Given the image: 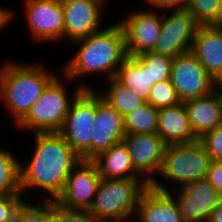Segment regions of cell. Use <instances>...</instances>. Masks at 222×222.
Masks as SVG:
<instances>
[{"label":"cell","instance_id":"1","mask_svg":"<svg viewBox=\"0 0 222 222\" xmlns=\"http://www.w3.org/2000/svg\"><path fill=\"white\" fill-rule=\"evenodd\" d=\"M33 135L35 149L32 157L26 165L20 163L21 192L26 194L30 189H41L50 195L43 200L56 201L69 174L82 159L58 132Z\"/></svg>","mask_w":222,"mask_h":222},{"label":"cell","instance_id":"2","mask_svg":"<svg viewBox=\"0 0 222 222\" xmlns=\"http://www.w3.org/2000/svg\"><path fill=\"white\" fill-rule=\"evenodd\" d=\"M73 44L79 46L78 51L61 69L71 81L87 73L103 74L106 76L104 80H109L115 77L117 69L127 57L125 31L119 22L75 40Z\"/></svg>","mask_w":222,"mask_h":222},{"label":"cell","instance_id":"3","mask_svg":"<svg viewBox=\"0 0 222 222\" xmlns=\"http://www.w3.org/2000/svg\"><path fill=\"white\" fill-rule=\"evenodd\" d=\"M57 73L38 63L6 62L0 68V100L16 126L27 116Z\"/></svg>","mask_w":222,"mask_h":222},{"label":"cell","instance_id":"4","mask_svg":"<svg viewBox=\"0 0 222 222\" xmlns=\"http://www.w3.org/2000/svg\"><path fill=\"white\" fill-rule=\"evenodd\" d=\"M149 185L145 178H101L88 212L98 222H124L134 218L140 196Z\"/></svg>","mask_w":222,"mask_h":222},{"label":"cell","instance_id":"5","mask_svg":"<svg viewBox=\"0 0 222 222\" xmlns=\"http://www.w3.org/2000/svg\"><path fill=\"white\" fill-rule=\"evenodd\" d=\"M72 94L73 102L58 133L82 160H92L95 88L82 83Z\"/></svg>","mask_w":222,"mask_h":222},{"label":"cell","instance_id":"6","mask_svg":"<svg viewBox=\"0 0 222 222\" xmlns=\"http://www.w3.org/2000/svg\"><path fill=\"white\" fill-rule=\"evenodd\" d=\"M56 76L45 88L42 95L32 105L27 116L17 125L20 129H30L32 133L59 132L73 99H69L65 81H71L64 73Z\"/></svg>","mask_w":222,"mask_h":222},{"label":"cell","instance_id":"7","mask_svg":"<svg viewBox=\"0 0 222 222\" xmlns=\"http://www.w3.org/2000/svg\"><path fill=\"white\" fill-rule=\"evenodd\" d=\"M211 161L208 151L199 140L166 145L159 175L182 187L189 182L204 180Z\"/></svg>","mask_w":222,"mask_h":222},{"label":"cell","instance_id":"8","mask_svg":"<svg viewBox=\"0 0 222 222\" xmlns=\"http://www.w3.org/2000/svg\"><path fill=\"white\" fill-rule=\"evenodd\" d=\"M169 15L162 18L158 39L151 52L176 58L191 51L192 41L200 26L186 8H167ZM175 10V11H174Z\"/></svg>","mask_w":222,"mask_h":222},{"label":"cell","instance_id":"9","mask_svg":"<svg viewBox=\"0 0 222 222\" xmlns=\"http://www.w3.org/2000/svg\"><path fill=\"white\" fill-rule=\"evenodd\" d=\"M170 80L182 103L205 96L219 86L191 52L173 59Z\"/></svg>","mask_w":222,"mask_h":222},{"label":"cell","instance_id":"10","mask_svg":"<svg viewBox=\"0 0 222 222\" xmlns=\"http://www.w3.org/2000/svg\"><path fill=\"white\" fill-rule=\"evenodd\" d=\"M24 1L25 19L33 40L56 42L64 39V12L61 0Z\"/></svg>","mask_w":222,"mask_h":222},{"label":"cell","instance_id":"11","mask_svg":"<svg viewBox=\"0 0 222 222\" xmlns=\"http://www.w3.org/2000/svg\"><path fill=\"white\" fill-rule=\"evenodd\" d=\"M100 181L96 165L91 160H82L69 174L56 202L68 209L89 211Z\"/></svg>","mask_w":222,"mask_h":222},{"label":"cell","instance_id":"12","mask_svg":"<svg viewBox=\"0 0 222 222\" xmlns=\"http://www.w3.org/2000/svg\"><path fill=\"white\" fill-rule=\"evenodd\" d=\"M106 1L61 0L64 12V39L73 42L101 31L102 4H106Z\"/></svg>","mask_w":222,"mask_h":222},{"label":"cell","instance_id":"13","mask_svg":"<svg viewBox=\"0 0 222 222\" xmlns=\"http://www.w3.org/2000/svg\"><path fill=\"white\" fill-rule=\"evenodd\" d=\"M136 10L119 23L125 31L127 56L151 52L158 39L162 18L156 9Z\"/></svg>","mask_w":222,"mask_h":222},{"label":"cell","instance_id":"14","mask_svg":"<svg viewBox=\"0 0 222 222\" xmlns=\"http://www.w3.org/2000/svg\"><path fill=\"white\" fill-rule=\"evenodd\" d=\"M175 199L183 222H208L222 197L206 179L189 182L180 187Z\"/></svg>","mask_w":222,"mask_h":222},{"label":"cell","instance_id":"15","mask_svg":"<svg viewBox=\"0 0 222 222\" xmlns=\"http://www.w3.org/2000/svg\"><path fill=\"white\" fill-rule=\"evenodd\" d=\"M155 179L140 196L136 220L131 222H183L176 199L167 187Z\"/></svg>","mask_w":222,"mask_h":222},{"label":"cell","instance_id":"16","mask_svg":"<svg viewBox=\"0 0 222 222\" xmlns=\"http://www.w3.org/2000/svg\"><path fill=\"white\" fill-rule=\"evenodd\" d=\"M123 142L134 168L151 184L161 171L166 144L157 134H127Z\"/></svg>","mask_w":222,"mask_h":222},{"label":"cell","instance_id":"17","mask_svg":"<svg viewBox=\"0 0 222 222\" xmlns=\"http://www.w3.org/2000/svg\"><path fill=\"white\" fill-rule=\"evenodd\" d=\"M92 137V159L125 136L123 116L95 90V118Z\"/></svg>","mask_w":222,"mask_h":222},{"label":"cell","instance_id":"18","mask_svg":"<svg viewBox=\"0 0 222 222\" xmlns=\"http://www.w3.org/2000/svg\"><path fill=\"white\" fill-rule=\"evenodd\" d=\"M212 79L222 83V30L218 25L199 26L191 51Z\"/></svg>","mask_w":222,"mask_h":222},{"label":"cell","instance_id":"19","mask_svg":"<svg viewBox=\"0 0 222 222\" xmlns=\"http://www.w3.org/2000/svg\"><path fill=\"white\" fill-rule=\"evenodd\" d=\"M191 128L199 139L222 123V89L218 86L209 94L183 102Z\"/></svg>","mask_w":222,"mask_h":222},{"label":"cell","instance_id":"20","mask_svg":"<svg viewBox=\"0 0 222 222\" xmlns=\"http://www.w3.org/2000/svg\"><path fill=\"white\" fill-rule=\"evenodd\" d=\"M157 135L166 145L186 144L199 140L191 128L185 105L158 109Z\"/></svg>","mask_w":222,"mask_h":222},{"label":"cell","instance_id":"21","mask_svg":"<svg viewBox=\"0 0 222 222\" xmlns=\"http://www.w3.org/2000/svg\"><path fill=\"white\" fill-rule=\"evenodd\" d=\"M91 161L104 179L144 178L134 168L128 148L123 141L112 145Z\"/></svg>","mask_w":222,"mask_h":222},{"label":"cell","instance_id":"22","mask_svg":"<svg viewBox=\"0 0 222 222\" xmlns=\"http://www.w3.org/2000/svg\"><path fill=\"white\" fill-rule=\"evenodd\" d=\"M114 78L138 97L148 101L152 88L151 76L148 68L136 56H127Z\"/></svg>","mask_w":222,"mask_h":222},{"label":"cell","instance_id":"23","mask_svg":"<svg viewBox=\"0 0 222 222\" xmlns=\"http://www.w3.org/2000/svg\"><path fill=\"white\" fill-rule=\"evenodd\" d=\"M107 83H109L108 90L99 94L123 117L146 102L130 89L121 85L114 77L107 80Z\"/></svg>","mask_w":222,"mask_h":222},{"label":"cell","instance_id":"24","mask_svg":"<svg viewBox=\"0 0 222 222\" xmlns=\"http://www.w3.org/2000/svg\"><path fill=\"white\" fill-rule=\"evenodd\" d=\"M123 118L125 135L157 134L158 109L147 102Z\"/></svg>","mask_w":222,"mask_h":222},{"label":"cell","instance_id":"25","mask_svg":"<svg viewBox=\"0 0 222 222\" xmlns=\"http://www.w3.org/2000/svg\"><path fill=\"white\" fill-rule=\"evenodd\" d=\"M20 163L9 150L0 149V194H22Z\"/></svg>","mask_w":222,"mask_h":222},{"label":"cell","instance_id":"26","mask_svg":"<svg viewBox=\"0 0 222 222\" xmlns=\"http://www.w3.org/2000/svg\"><path fill=\"white\" fill-rule=\"evenodd\" d=\"M184 8L200 26L219 25L222 22V0H186Z\"/></svg>","mask_w":222,"mask_h":222},{"label":"cell","instance_id":"27","mask_svg":"<svg viewBox=\"0 0 222 222\" xmlns=\"http://www.w3.org/2000/svg\"><path fill=\"white\" fill-rule=\"evenodd\" d=\"M149 70L152 86L170 79L173 58L145 52L136 56Z\"/></svg>","mask_w":222,"mask_h":222},{"label":"cell","instance_id":"28","mask_svg":"<svg viewBox=\"0 0 222 222\" xmlns=\"http://www.w3.org/2000/svg\"><path fill=\"white\" fill-rule=\"evenodd\" d=\"M15 220L16 222H53L52 201L42 200V203L33 205L24 200L17 209Z\"/></svg>","mask_w":222,"mask_h":222},{"label":"cell","instance_id":"29","mask_svg":"<svg viewBox=\"0 0 222 222\" xmlns=\"http://www.w3.org/2000/svg\"><path fill=\"white\" fill-rule=\"evenodd\" d=\"M147 103L153 107L160 109L180 104V100L176 94L171 80L155 83L148 96Z\"/></svg>","mask_w":222,"mask_h":222},{"label":"cell","instance_id":"30","mask_svg":"<svg viewBox=\"0 0 222 222\" xmlns=\"http://www.w3.org/2000/svg\"><path fill=\"white\" fill-rule=\"evenodd\" d=\"M53 222H98L88 211L68 209L52 201Z\"/></svg>","mask_w":222,"mask_h":222},{"label":"cell","instance_id":"31","mask_svg":"<svg viewBox=\"0 0 222 222\" xmlns=\"http://www.w3.org/2000/svg\"><path fill=\"white\" fill-rule=\"evenodd\" d=\"M199 141L208 151L211 160L222 161V123L212 131L205 133Z\"/></svg>","mask_w":222,"mask_h":222},{"label":"cell","instance_id":"32","mask_svg":"<svg viewBox=\"0 0 222 222\" xmlns=\"http://www.w3.org/2000/svg\"><path fill=\"white\" fill-rule=\"evenodd\" d=\"M23 194H0V222H12L18 207L22 204Z\"/></svg>","mask_w":222,"mask_h":222},{"label":"cell","instance_id":"33","mask_svg":"<svg viewBox=\"0 0 222 222\" xmlns=\"http://www.w3.org/2000/svg\"><path fill=\"white\" fill-rule=\"evenodd\" d=\"M205 179L216 188L222 197V161H211Z\"/></svg>","mask_w":222,"mask_h":222},{"label":"cell","instance_id":"34","mask_svg":"<svg viewBox=\"0 0 222 222\" xmlns=\"http://www.w3.org/2000/svg\"><path fill=\"white\" fill-rule=\"evenodd\" d=\"M145 2L153 6L151 9L162 10L167 8H183L186 0H145Z\"/></svg>","mask_w":222,"mask_h":222},{"label":"cell","instance_id":"35","mask_svg":"<svg viewBox=\"0 0 222 222\" xmlns=\"http://www.w3.org/2000/svg\"><path fill=\"white\" fill-rule=\"evenodd\" d=\"M14 12L9 8H4L3 6H0V34L2 30H5L4 28H7L13 20Z\"/></svg>","mask_w":222,"mask_h":222},{"label":"cell","instance_id":"36","mask_svg":"<svg viewBox=\"0 0 222 222\" xmlns=\"http://www.w3.org/2000/svg\"><path fill=\"white\" fill-rule=\"evenodd\" d=\"M208 222H222V199L213 209Z\"/></svg>","mask_w":222,"mask_h":222},{"label":"cell","instance_id":"37","mask_svg":"<svg viewBox=\"0 0 222 222\" xmlns=\"http://www.w3.org/2000/svg\"><path fill=\"white\" fill-rule=\"evenodd\" d=\"M220 28H221V30H222V22L218 25Z\"/></svg>","mask_w":222,"mask_h":222}]
</instances>
